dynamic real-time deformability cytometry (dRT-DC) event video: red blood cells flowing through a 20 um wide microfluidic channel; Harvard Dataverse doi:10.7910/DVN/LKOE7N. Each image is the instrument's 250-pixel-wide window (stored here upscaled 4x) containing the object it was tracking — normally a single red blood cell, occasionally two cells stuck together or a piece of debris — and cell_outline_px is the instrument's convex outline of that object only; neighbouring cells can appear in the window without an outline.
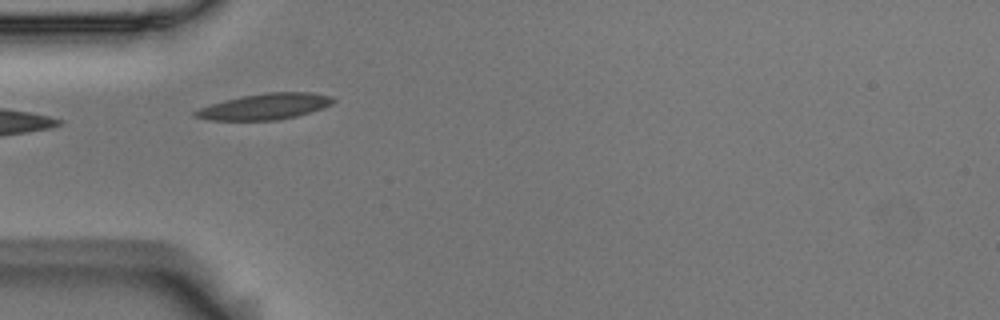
{"species": "Egyptian fruit bat (a non-hibernating species)", "species_latin": "Rousettus aegyptiacus", "temperature_condition": "room temperature", "stored_images_in_passage": 1, "camera_frame_rate_fps": 3000, "um_per_image_px": 0.085, "animal": {"sex": "male"}, "frame": {"image": 1, "passage_image": 1, "time_ms": 0.0, "image_size_px": [1000, 320], "cell_outline_px": [[336, 100], [332, 104], [324, 108], [296, 116], [276, 120], [208, 120], [192, 116], [192, 112], [200, 108], [224, 100], [240, 96], [268, 92], [312, 92], [332, 96]], "centroid_in_image_um": [22.53, 9.05], "position_along_channel_um": 62.5, "area_um2": 20.98}}